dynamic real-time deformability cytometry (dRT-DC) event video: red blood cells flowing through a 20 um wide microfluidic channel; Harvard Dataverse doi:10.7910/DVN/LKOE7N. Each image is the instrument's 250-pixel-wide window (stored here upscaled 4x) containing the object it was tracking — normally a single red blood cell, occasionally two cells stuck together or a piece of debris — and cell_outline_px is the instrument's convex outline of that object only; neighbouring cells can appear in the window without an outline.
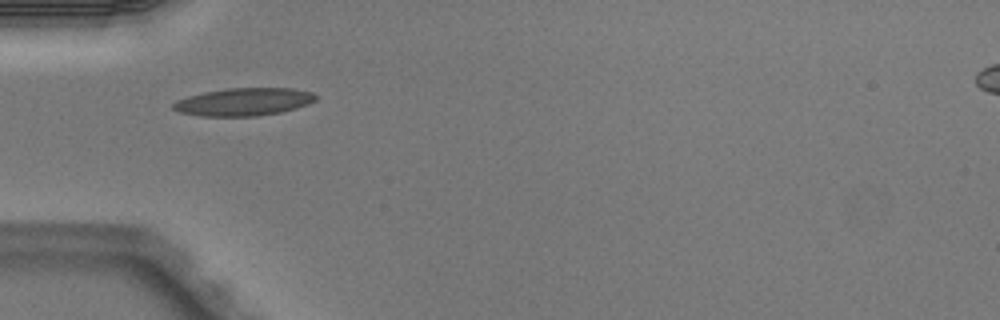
{"species": "Egyptian fruit bat (a non-hibernating species)", "species_latin": "Rousettus aegyptiacus", "temperature_condition": "warm", "stored_images_in_passage": 3, "camera_frame_rate_fps": 3000, "um_per_image_px": 0.085, "animal": {"sex": "male"}, "frame": {"image": 1, "passage_image": 1, "time_ms": 0.0, "image_size_px": [1000, 320], "cell_outline_px": [[316, 100], [308, 104], [296, 108], [280, 112], [256, 116], [200, 116], [180, 112], [172, 108], [172, 104], [176, 100], [188, 96], [204, 92], [228, 88], [292, 88], [312, 92], [316, 96]], "centroid_in_image_um": [20.71, 8.65], "position_along_channel_um": 64.3, "area_um2": 23.0}}
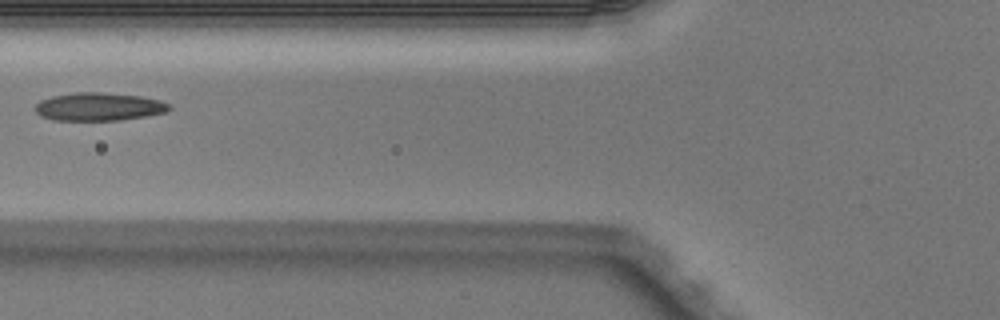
{"frame": {"image": 2, "passage_image": 2, "time_ms": 0.333, "image_size_px": [1000, 320], "cell_outline_px": [[172, 108], [168, 112], [148, 116], [120, 120], [52, 120], [40, 116], [36, 112], [36, 104], [40, 100], [52, 96], [76, 92], [104, 92], [140, 96], [160, 100], [168, 104]], "centroid_in_image_um": [8.42, 9.07], "position_along_channel_um": 117.4, "area_um2": 22.08}}
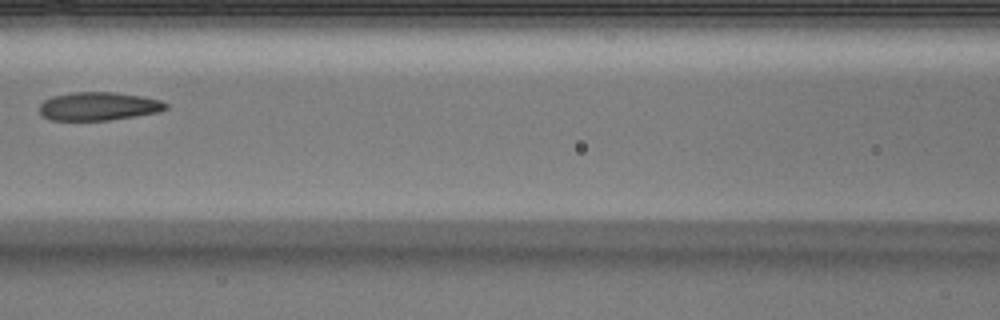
{"frame": {"image": 3, "passage_image": 3, "time_ms": 0.667, "image_size_px": [1000, 320], "cell_outline_px": [[168, 108], [160, 112], [136, 116], [108, 120], [52, 120], [44, 116], [40, 112], [40, 104], [44, 100], [52, 96], [76, 92], [116, 92], [144, 96], [160, 100], [168, 104]], "centroid_in_image_um": [8.43, 9.02], "position_along_channel_um": 158.2, "area_um2": 20.92}}